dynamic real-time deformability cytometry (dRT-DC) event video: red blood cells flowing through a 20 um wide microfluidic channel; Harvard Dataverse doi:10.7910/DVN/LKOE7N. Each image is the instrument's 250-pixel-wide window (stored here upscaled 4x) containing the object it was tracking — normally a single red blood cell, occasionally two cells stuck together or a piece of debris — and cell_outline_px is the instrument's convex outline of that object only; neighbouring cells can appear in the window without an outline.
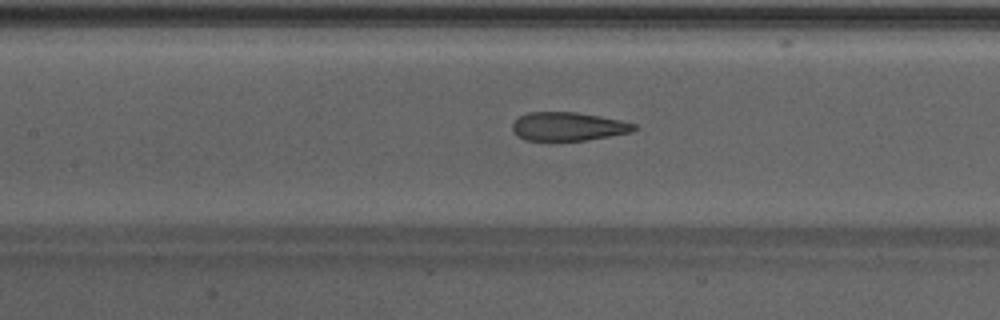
{"species": "Egyptian fruit bat (a non-hibernating species)", "species_latin": "Rousettus aegyptiacus", "temperature_condition": "warm", "stored_images_in_passage": 48, "camera_frame_rate_fps": 3000, "um_per_image_px": 0.085, "animal": {"sex": "male"}, "frame": {"image": 1, "passage_image": 22, "time_ms": 7.0, "image_size_px": [1000, 320], "cell_outline_px": [[636, 128], [632, 132], [584, 140], [524, 140], [512, 128], [512, 124], [520, 116], [528, 112], [576, 112], [600, 116], [620, 120], [636, 124]], "centroid_in_image_um": [48.3, 10.74], "position_along_channel_um": 159.1, "area_um2": 19.94}}
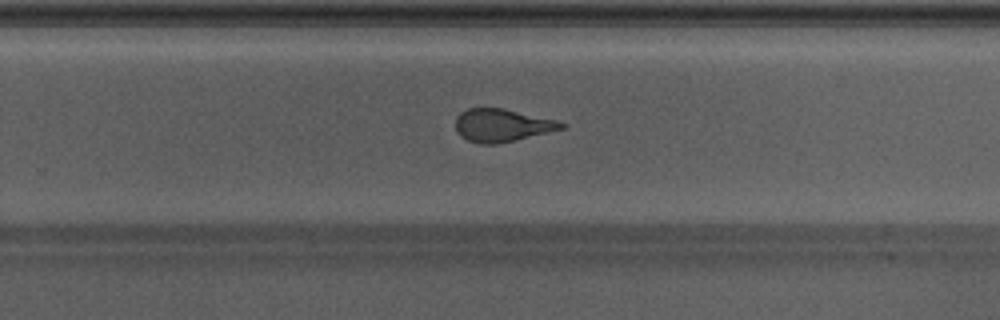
{"frame": {"image": 2, "passage_image": 31, "time_ms": 10.0, "image_size_px": [1000, 320], "cell_outline_px": [[564, 128], [516, 140], [496, 144], [480, 144], [468, 140], [460, 136], [456, 132], [456, 116], [460, 112], [468, 108], [504, 108], [556, 120], [564, 124]], "centroid_in_image_um": [42.62, 10.65], "position_along_channel_um": 287.2, "area_um2": 20.17}}
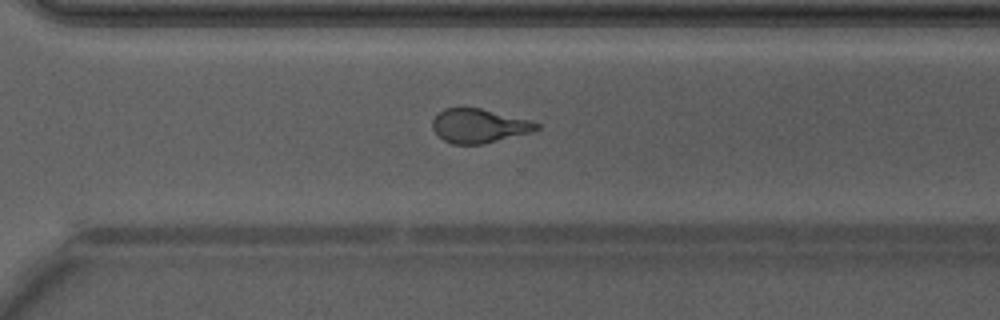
{"frame": {"image": 3, "passage_image": 34, "time_ms": 11.0, "image_size_px": [1000, 320], "cell_outline_px": [[540, 128], [528, 132], [484, 144], [452, 144], [444, 140], [432, 128], [432, 120], [444, 108], [480, 108], [532, 120], [540, 124]], "centroid_in_image_um": [40.72, 10.69], "position_along_channel_um": 329.9, "area_um2": 20.4}, "authors_computed_cell_mechanics": {"area_um2": 21.9062, "velocity_mm_per_s": 4.2832, "shape_relaxation_time_tau1_ms": 4.5713, "shape_relaxation_time_tau2_ms": 0.8874, "deformation_change_tau1": 0.1742, "deformation_change_tau2": 0.0749}}